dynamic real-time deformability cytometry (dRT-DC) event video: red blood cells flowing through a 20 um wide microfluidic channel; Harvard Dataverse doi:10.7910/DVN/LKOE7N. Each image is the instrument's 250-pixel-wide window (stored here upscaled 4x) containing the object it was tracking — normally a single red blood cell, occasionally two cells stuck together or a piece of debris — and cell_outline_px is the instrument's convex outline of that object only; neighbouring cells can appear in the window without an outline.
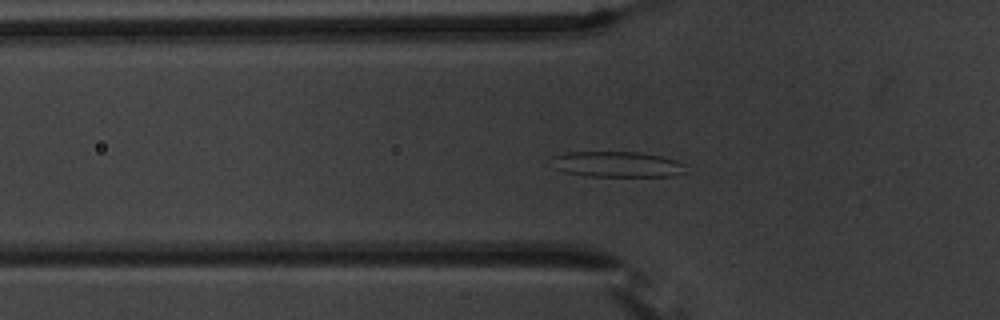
{"species": "common noctule bat (a hibernating species)", "species_latin": "Nyctalus noctula", "temperature_condition": "warm", "stored_images_in_passage": 40, "segment_of_instrument_passage": [1, 2], "camera_frame_rate_fps": 3000, "um_per_image_px": 0.085, "animal": {"sex": "male", "body_mass_g": 20.1, "forearm_length_mm": 53.5}, "frame": {"image": 1, "passage_image": 2, "time_ms": 0.333, "image_size_px": [1000, 320], "cell_outline_px": [[688, 164], [684, 172], [676, 176], [588, 176], [564, 172], [556, 168], [552, 156], [568, 152], [640, 152], [660, 156], [676, 160]], "centroid_in_image_um": [52.53, 13.97], "position_along_channel_um": 73.3, "area_um2": 20.06}}
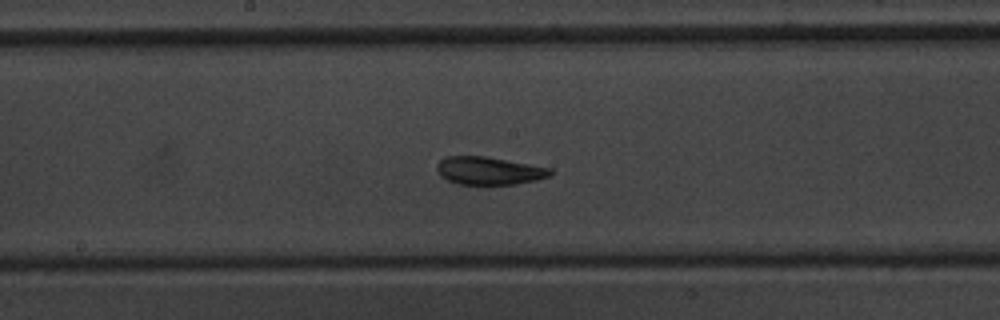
{"frame": {"image": 2, "passage_image": 13, "time_ms": 4.0, "image_size_px": [1000, 320], "cell_outline_px": [[552, 176], [536, 180], [516, 184], [456, 184], [440, 176], [436, 168], [436, 164], [444, 156], [484, 156], [552, 168]], "centroid_in_image_um": [41.55, 14.51], "position_along_channel_um": 206.6, "area_um2": 18.5}}
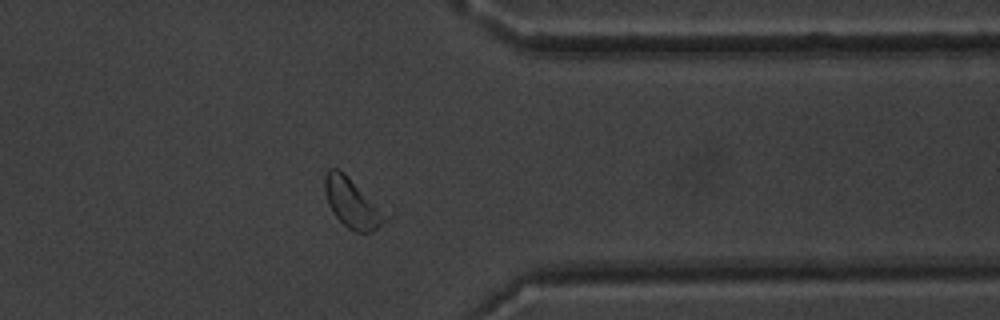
{"frame": {"image": 3, "passage_image": 28, "time_ms": 9.0, "image_size_px": [1000, 320], "cell_outline_px": [[392, 216], [388, 220], [372, 232], [356, 232], [348, 228], [332, 212], [328, 204], [324, 192], [324, 176], [328, 168], [336, 168], [344, 172], [392, 212]], "centroid_in_image_um": [30.05, 17.25], "position_along_channel_um": 381.4, "area_um2": 18.61}}